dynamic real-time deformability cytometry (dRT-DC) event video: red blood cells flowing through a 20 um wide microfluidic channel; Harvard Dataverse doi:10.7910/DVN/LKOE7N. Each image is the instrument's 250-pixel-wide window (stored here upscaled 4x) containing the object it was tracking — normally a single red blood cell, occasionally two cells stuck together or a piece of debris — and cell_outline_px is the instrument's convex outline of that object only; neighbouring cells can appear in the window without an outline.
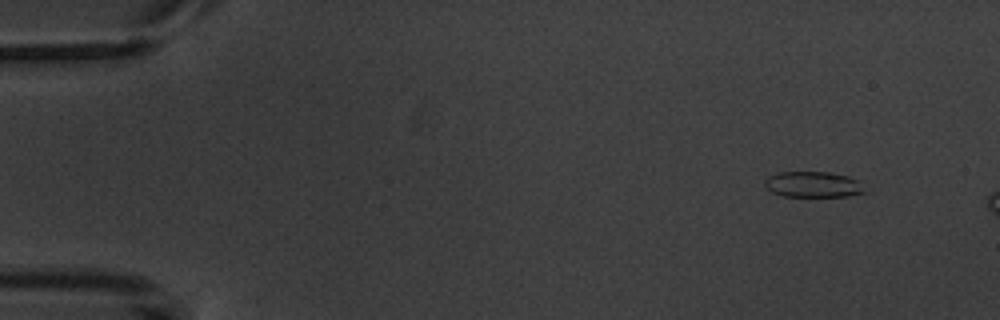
{"species": "common noctule bat (a hibernating species)", "species_latin": "Nyctalus noctula", "temperature_condition": "warm", "stored_images_in_passage": 4, "camera_frame_rate_fps": 3000, "um_per_image_px": 0.085, "animal": {"sex": "male", "body_mass_g": 20.1, "forearm_length_mm": 53.5}, "frame": {"image": 1, "passage_image": 2, "time_ms": 1.0, "image_size_px": [1000, 320], "cell_outline_px": [[864, 192], [848, 196], [784, 196], [772, 192], [764, 188], [764, 180], [768, 176], [776, 172], [828, 172], [848, 176], [856, 180]], "centroid_in_image_um": [69.0, 15.67], "position_along_channel_um": 16.0, "area_um2": 14.85}}